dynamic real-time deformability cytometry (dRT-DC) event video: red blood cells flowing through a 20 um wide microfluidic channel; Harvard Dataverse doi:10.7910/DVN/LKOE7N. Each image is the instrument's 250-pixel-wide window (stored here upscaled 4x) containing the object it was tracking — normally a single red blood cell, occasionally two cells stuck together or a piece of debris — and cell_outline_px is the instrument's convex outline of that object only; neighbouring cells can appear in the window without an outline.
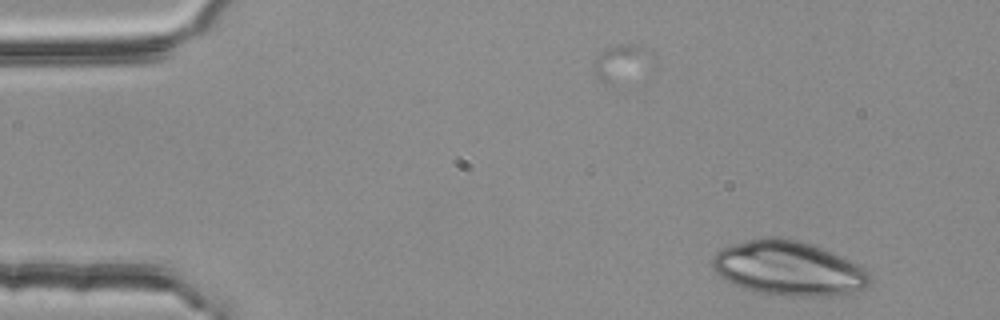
{"species": "common noctule bat (a hibernating species)", "species_latin": "Nyctalus noctula", "temperature_condition": "room temperature", "stored_images_in_passage": 3, "segment_of_instrument_passage": [1, 2], "camera_frame_rate_fps": 3000, "um_per_image_px": 0.085, "animal": {"sex": "female", "body_mass_g": 25.1}, "frame": {"image": 1, "passage_image": 1, "time_ms": 0.0, "image_size_px": [1000, 320], "cell_outline_px": [[872, 280], [864, 288], [852, 292], [832, 296], [784, 296], [760, 292], [744, 288], [724, 280], [716, 272], [712, 264], [712, 256], [716, 252], [732, 244], [748, 240], [796, 240], [820, 248], [848, 260], [864, 268], [872, 276]], "centroid_in_image_um": [67.03, 22.86], "position_along_channel_um": 18.0, "area_um2": 48.78}}